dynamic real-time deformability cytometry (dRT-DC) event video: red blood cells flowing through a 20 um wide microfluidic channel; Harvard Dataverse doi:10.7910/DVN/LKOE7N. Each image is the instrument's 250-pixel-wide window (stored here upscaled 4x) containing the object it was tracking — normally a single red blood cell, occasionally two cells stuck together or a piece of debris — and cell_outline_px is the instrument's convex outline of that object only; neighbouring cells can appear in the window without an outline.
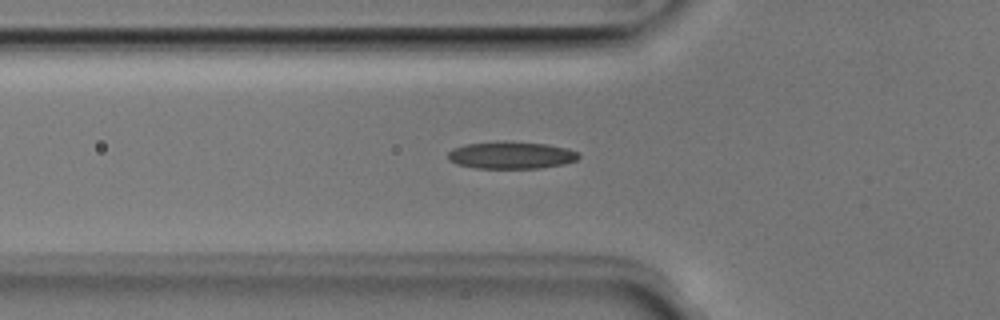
{"species": "Egyptian fruit bat (a non-hibernating species)", "species_latin": "Rousettus aegyptiacus", "temperature_condition": "room temperature", "stored_images_in_passage": 37, "camera_frame_rate_fps": 3000, "um_per_image_px": 0.085, "animal": {"sex": "male"}, "frame": {"image": 1, "passage_image": 8, "time_ms": 2.333, "image_size_px": [1000, 320], "cell_outline_px": [[580, 156], [576, 160], [564, 164], [540, 168], [476, 168], [456, 164], [448, 160], [448, 152], [452, 148], [464, 144], [504, 140], [548, 144], [568, 148], [580, 152]], "centroid_in_image_um": [43.45, 13.17], "position_along_channel_um": 82.4, "area_um2": 21.15}}
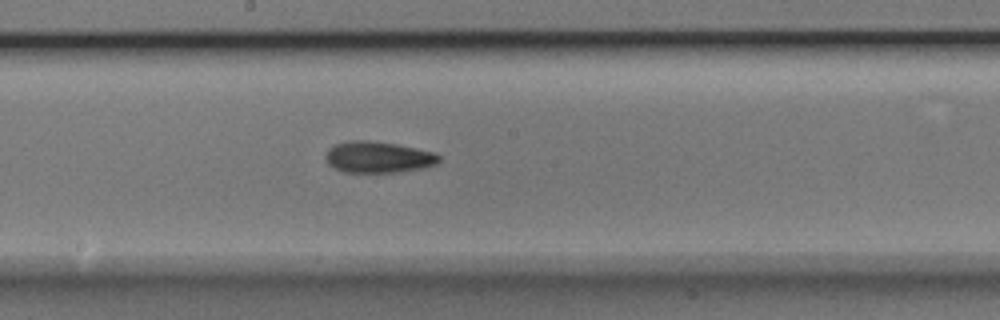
{"frame": {"image": 2, "passage_image": 18, "time_ms": 5.667, "image_size_px": [1000, 320], "cell_outline_px": [[440, 160], [436, 164], [424, 168], [400, 172], [344, 172], [328, 164], [324, 156], [328, 148], [332, 144], [348, 140], [368, 140], [396, 144], [436, 152], [440, 156]], "centroid_in_image_um": [32.13, 13.35], "position_along_channel_um": 216.1, "area_um2": 20.98}}
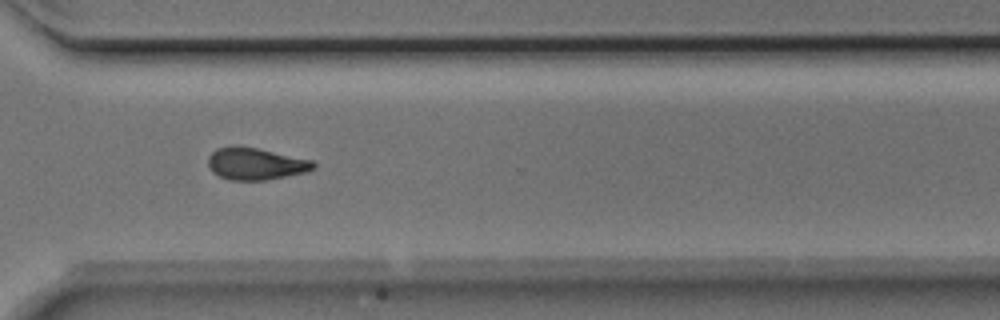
{"frame": {"image": 3, "passage_image": 28, "time_ms": 9.0, "image_size_px": [1000, 320], "cell_outline_px": [[316, 164], [312, 168], [304, 172], [264, 180], [228, 180], [212, 172], [208, 164], [208, 156], [216, 148], [232, 144], [236, 144], [256, 148], [312, 160]], "centroid_in_image_um": [21.64, 13.9], "position_along_channel_um": 349.0, "area_um2": 19.59}, "authors_computed_cell_mechanics": {"area_um2": 20.23, "velocity_mm_per_s": 3.9907, "shape_relaxation_time_tau1_ms": 3.4469, "shape_relaxation_time_tau2_ms": 7.3019, "deformation_change_tau1": 0.1223, "deformation_change_tau2": 0.1473}}